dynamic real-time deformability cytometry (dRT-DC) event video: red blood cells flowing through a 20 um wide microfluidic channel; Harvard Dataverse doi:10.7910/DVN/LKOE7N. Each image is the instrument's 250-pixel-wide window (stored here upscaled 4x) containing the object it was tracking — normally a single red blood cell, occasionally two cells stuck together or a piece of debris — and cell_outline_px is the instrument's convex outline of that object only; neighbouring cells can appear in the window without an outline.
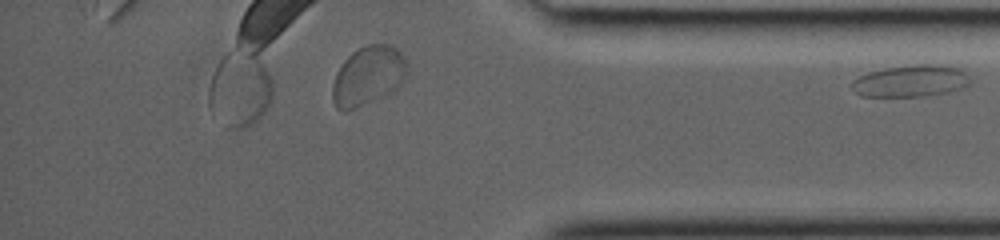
{"species": "common noctule bat (a hibernating species)", "species_latin": "Nyctalus noctula", "temperature_condition": "room temperature", "stored_images_in_passage": 20, "camera_frame_rate_fps": 3000, "um_per_image_px": 0.085, "animal": {"sex": "female", "body_mass_g": 19.0, "forearm_length_mm": 53.3}, "frame": {"image": 1, "passage_image": 20, "time_ms": 6.333, "image_size_px": [1000, 240], "cell_outline_px": [[968, 84], [960, 88], [944, 92], [920, 96], [860, 96], [856, 92], [852, 84], [852, 80], [868, 72], [888, 68], [916, 64], [932, 64], [960, 68], [964, 72], [968, 80]], "centroid_in_image_um": [77.37, 6.87], "position_along_channel_um": 357.8, "area_um2": 21.33}}